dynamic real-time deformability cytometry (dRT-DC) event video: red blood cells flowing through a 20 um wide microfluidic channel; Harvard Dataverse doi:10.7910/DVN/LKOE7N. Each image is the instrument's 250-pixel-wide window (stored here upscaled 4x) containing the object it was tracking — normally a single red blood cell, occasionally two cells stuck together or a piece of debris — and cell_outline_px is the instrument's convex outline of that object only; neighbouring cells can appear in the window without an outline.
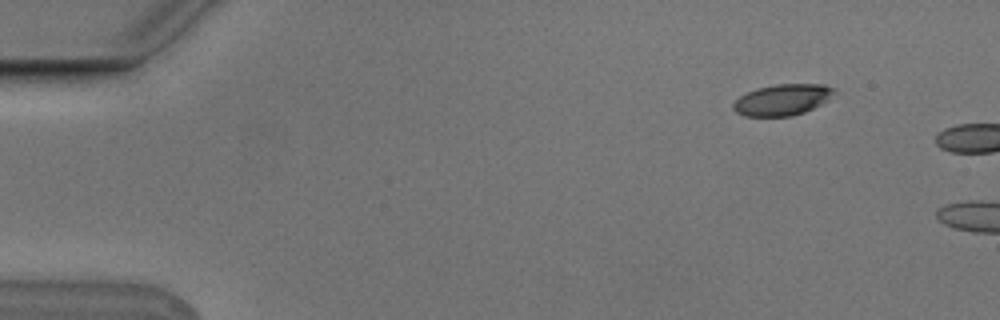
{"species": "Egyptian fruit bat (a non-hibernating species)", "species_latin": "Rousettus aegyptiacus", "temperature_condition": "cold", "stored_images_in_passage": 2, "camera_frame_rate_fps": 3000, "um_per_image_px": 0.085, "animal": {"sex": "male"}, "frame": {"image": 1, "passage_image": 2, "time_ms": 0.333, "image_size_px": [1000, 320], "cell_outline_px": [[836, 92], [828, 100], [804, 112], [792, 116], [744, 116], [736, 112], [732, 108], [732, 104], [740, 96], [756, 88], [776, 84], [824, 84], [832, 88]], "centroid_in_image_um": [66.49, 8.48], "position_along_channel_um": 18.5, "area_um2": 18.26}}